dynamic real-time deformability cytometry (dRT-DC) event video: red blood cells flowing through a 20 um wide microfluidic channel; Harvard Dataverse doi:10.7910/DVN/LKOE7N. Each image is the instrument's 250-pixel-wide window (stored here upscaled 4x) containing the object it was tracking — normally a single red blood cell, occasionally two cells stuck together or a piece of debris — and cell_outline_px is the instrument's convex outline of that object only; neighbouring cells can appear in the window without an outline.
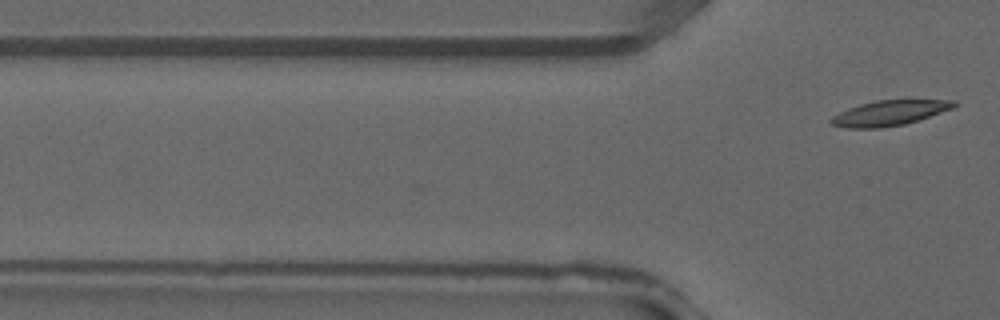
{"species": "common noctule bat (a hibernating species)", "species_latin": "Nyctalus noctula", "temperature_condition": "warm", "stored_images_in_passage": 2, "camera_frame_rate_fps": 3000, "um_per_image_px": 0.085, "animal": {"sex": "male", "forearm_length_mm": 52.5}, "frame": {"image": 1, "passage_image": 2, "time_ms": 0.333, "image_size_px": [1000, 320], "cell_outline_px": [[956, 104], [952, 108], [904, 124], [880, 128], [848, 128], [832, 124], [828, 120], [832, 116], [848, 108], [860, 104], [876, 100], [956, 100]], "centroid_in_image_um": [75.54, 9.6], "position_along_channel_um": 50.3, "area_um2": 17.69}}